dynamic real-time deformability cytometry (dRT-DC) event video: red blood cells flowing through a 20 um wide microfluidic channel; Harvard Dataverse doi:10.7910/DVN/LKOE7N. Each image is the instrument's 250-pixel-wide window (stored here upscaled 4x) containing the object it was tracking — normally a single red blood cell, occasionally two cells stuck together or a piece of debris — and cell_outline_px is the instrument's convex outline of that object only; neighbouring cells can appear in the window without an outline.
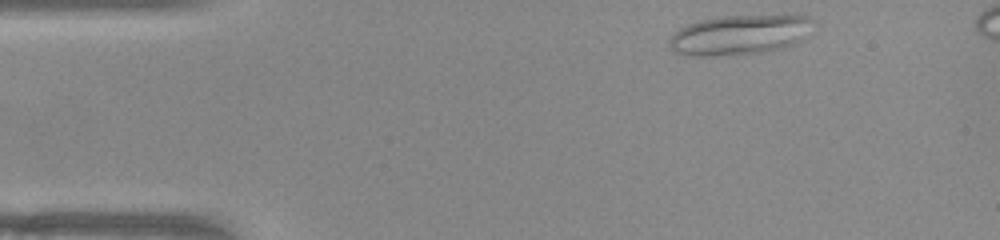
{"species": "common noctule bat (a hibernating species)", "species_latin": "Nyctalus noctula", "temperature_condition": "warm", "stored_images_in_passage": 43, "camera_frame_rate_fps": 3000, "um_per_image_px": 0.085, "animal": {"sex": "female", "body_mass_g": 22.0, "forearm_length_mm": 56.7}, "frame": {"image": 1, "passage_image": 1, "time_ms": 0.0, "image_size_px": [1000, 240], "cell_outline_px": [[816, 20], [800, 40], [792, 44], [764, 52], [712, 56], [684, 56], [676, 52], [668, 44], [668, 40], [680, 28], [688, 24], [720, 16], [808, 16]], "centroid_in_image_um": [62.82, 2.97], "position_along_channel_um": 22.2, "area_um2": 32.83}}
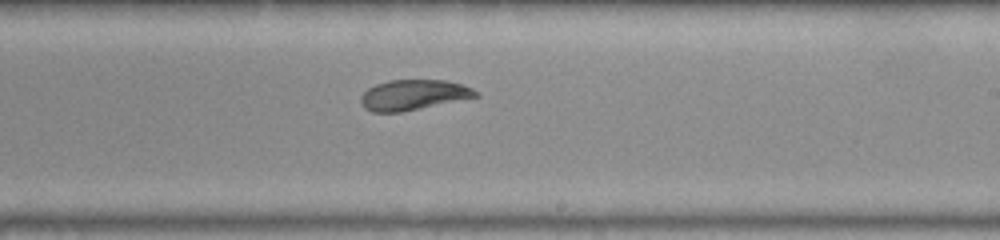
{"frame": {"image": 2, "passage_image": 24, "time_ms": 7.667, "image_size_px": [1000, 240], "cell_outline_px": [[480, 96], [400, 112], [372, 112], [364, 108], [360, 104], [360, 96], [368, 88], [376, 84], [388, 80], [448, 80], [472, 88], [480, 92]], "centroid_in_image_um": [35.12, 8.06], "position_along_channel_um": 253.9, "area_um2": 20.35}}
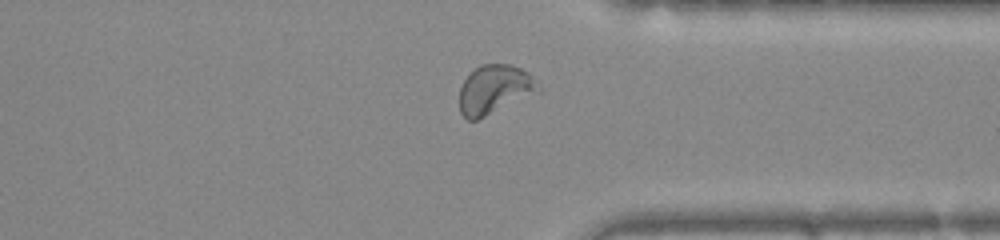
{"frame": {"image": 3, "passage_image": 33, "time_ms": 10.667, "image_size_px": [1000, 240], "cell_outline_px": [[532, 88], [484, 116], [476, 120], [468, 120], [460, 112], [460, 88], [464, 80], [480, 64], [512, 64], [528, 72], [532, 84]], "centroid_in_image_um": [41.8, 7.55], "position_along_channel_um": 369.6, "area_um2": 20.17}, "authors_computed_cell_mechanics": {"area_um2": 21.1548, "velocity_mm_per_s": 3.9331, "shape_relaxation_time_tau1_ms": null, "shape_relaxation_time_tau2_ms": 3.068, "deformation_change_tau1": null, "deformation_change_tau2": 0.0896}}